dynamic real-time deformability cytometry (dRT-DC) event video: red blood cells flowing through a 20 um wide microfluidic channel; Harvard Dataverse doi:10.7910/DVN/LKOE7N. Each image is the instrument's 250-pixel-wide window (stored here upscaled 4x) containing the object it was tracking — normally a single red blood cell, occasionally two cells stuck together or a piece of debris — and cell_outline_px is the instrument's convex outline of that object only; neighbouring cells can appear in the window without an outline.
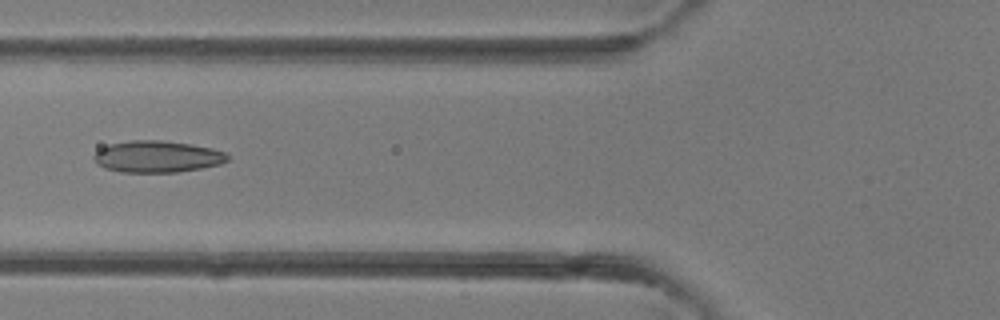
{"species": "common noctule bat (a hibernating species)", "species_latin": "Nyctalus noctula", "temperature_condition": "room temperature", "stored_images_in_passage": 37, "camera_frame_rate_fps": 3000, "um_per_image_px": 0.085, "animal": {"sex": "female"}, "frame": {"image": 1, "passage_image": 15, "time_ms": 4.667, "image_size_px": [1000, 320], "cell_outline_px": [[228, 160], [220, 164], [200, 168], [176, 172], [120, 172], [104, 168], [92, 156], [100, 148], [108, 144], [132, 140], [160, 140], [192, 144], [212, 148], [224, 152], [228, 156]], "centroid_in_image_um": [13.35, 13.3], "position_along_channel_um": 112.4, "area_um2": 24.57}}
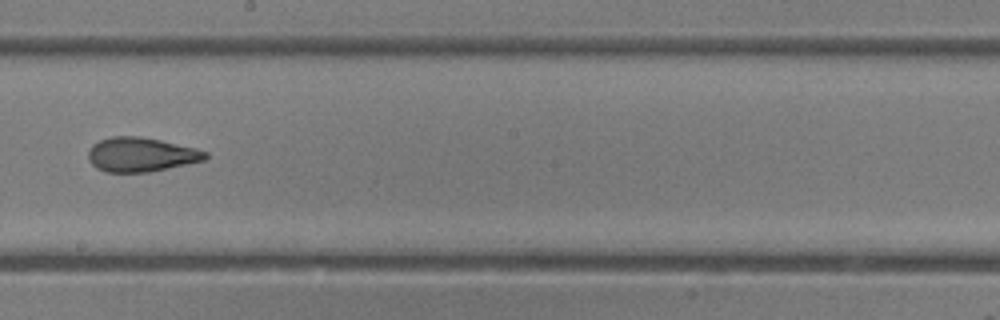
{"frame": {"image": 2, "passage_image": 22, "time_ms": 7.0, "image_size_px": [1000, 320], "cell_outline_px": [[208, 156], [204, 160], [168, 168], [148, 172], [104, 172], [96, 168], [88, 160], [88, 148], [92, 144], [100, 140], [112, 136], [140, 136], [160, 140], [196, 148], [208, 152]], "centroid_in_image_um": [11.95, 13.13], "position_along_channel_um": 236.3, "area_um2": 23.47}}
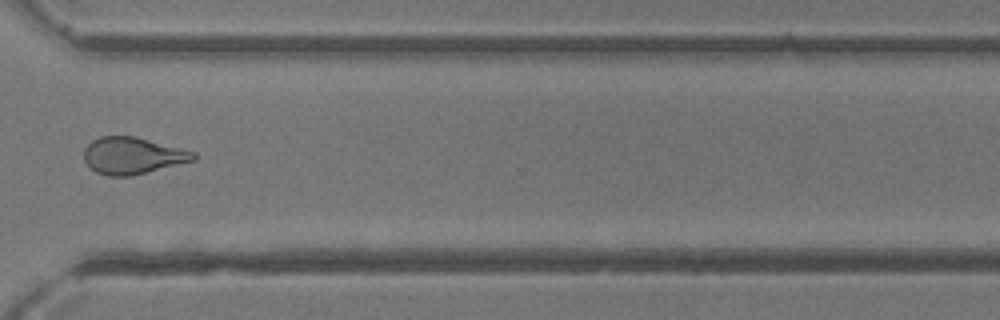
{"frame": {"image": 3, "passage_image": 29, "time_ms": 9.333, "image_size_px": [1000, 320], "cell_outline_px": [[196, 160], [132, 176], [108, 176], [96, 172], [84, 160], [84, 148], [92, 140], [100, 136], [136, 136], [196, 152]], "centroid_in_image_um": [11.28, 13.23], "position_along_channel_um": 359.3, "area_um2": 23.58}}